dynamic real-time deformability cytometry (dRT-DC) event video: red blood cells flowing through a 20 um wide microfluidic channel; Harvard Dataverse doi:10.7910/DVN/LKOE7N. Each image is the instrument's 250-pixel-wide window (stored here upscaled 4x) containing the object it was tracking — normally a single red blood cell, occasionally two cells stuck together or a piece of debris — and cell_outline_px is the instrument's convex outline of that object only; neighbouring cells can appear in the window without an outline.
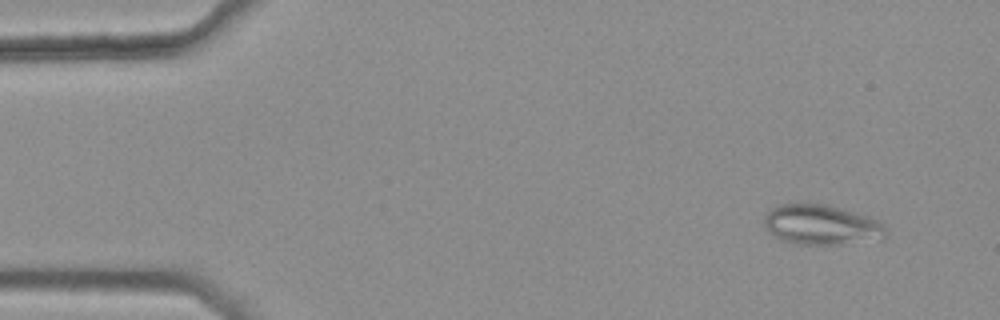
{"species": "common noctule bat (a hibernating species)", "species_latin": "Nyctalus noctula", "temperature_condition": "warm", "stored_images_in_passage": 45, "camera_frame_rate_fps": 3000, "um_per_image_px": 0.085, "animal": {"sex": "female", "body_mass_g": 25.1}, "frame": {"image": 1, "passage_image": 4, "time_ms": 1.0, "image_size_px": [1000, 320], "cell_outline_px": [[888, 236], [884, 240], [840, 244], [796, 244], [780, 240], [764, 224], [764, 216], [776, 204], [828, 204], [868, 216], [880, 220], [888, 232]], "centroid_in_image_um": [69.9, 19.12], "position_along_channel_um": 15.1, "area_um2": 28.67}}
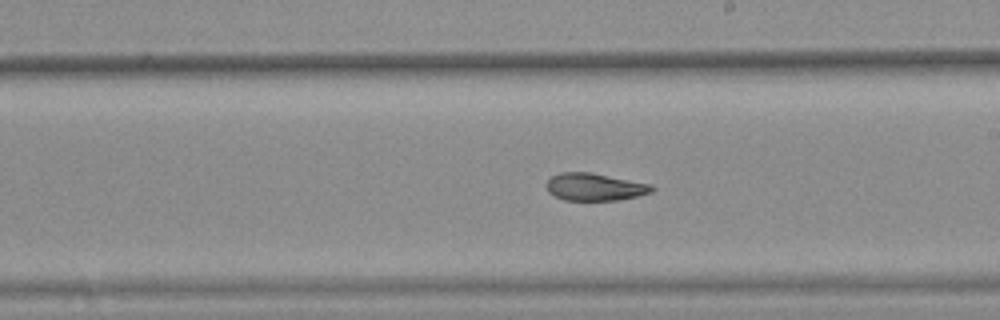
{"frame": {"image": 2, "passage_image": 30, "time_ms": 9.667, "image_size_px": [1000, 320], "cell_outline_px": [[656, 188], [652, 192], [620, 200], [564, 200], [548, 192], [544, 184], [552, 176], [560, 172], [588, 172], [652, 184]], "centroid_in_image_um": [50.54, 15.89], "position_along_channel_um": 238.5, "area_um2": 16.88}}
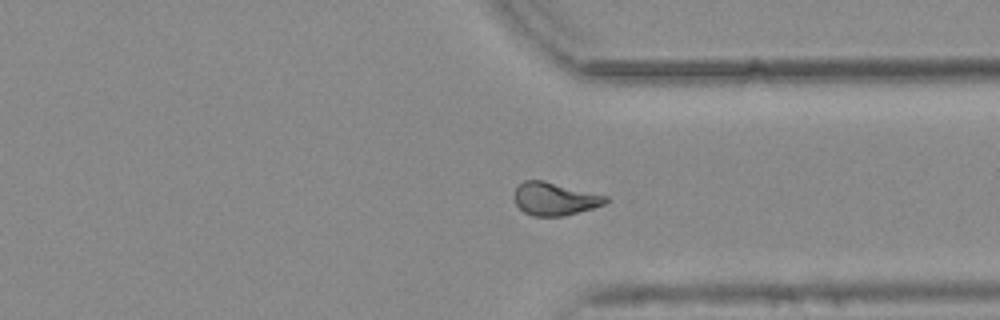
{"frame": {"image": 3, "passage_image": 40, "time_ms": 13.0, "image_size_px": [1000, 320], "cell_outline_px": [[608, 200], [604, 204], [592, 208], [564, 216], [532, 216], [524, 212], [516, 204], [516, 188], [524, 180], [544, 180], [608, 196]], "centroid_in_image_um": [47.16, 16.9], "position_along_channel_um": 364.2, "area_um2": 17.34}, "authors_computed_cell_mechanics": {"area_um2": 17.8024, "velocity_mm_per_s": 3.7642, "shape_relaxation_time_tau1_ms": null, "shape_relaxation_time_tau2_ms": 3.5591, "deformation_change_tau1": null, "deformation_change_tau2": 0.0834}}